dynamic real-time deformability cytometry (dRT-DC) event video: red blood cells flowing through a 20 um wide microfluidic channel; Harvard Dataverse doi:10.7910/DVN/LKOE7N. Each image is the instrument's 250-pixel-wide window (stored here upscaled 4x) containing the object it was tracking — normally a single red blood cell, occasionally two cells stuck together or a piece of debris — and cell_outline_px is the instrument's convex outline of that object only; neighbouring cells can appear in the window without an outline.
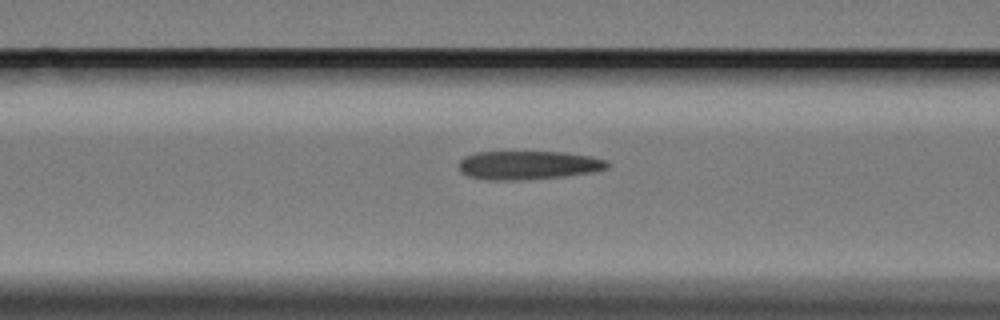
{"species": "Egyptian fruit bat (a non-hibernating species)", "species_latin": "Rousettus aegyptiacus", "temperature_condition": "cold", "stored_images_in_passage": 17, "camera_frame_rate_fps": 3000, "um_per_image_px": 0.085, "animal": {"sex": "female"}, "frame": {"image": 1, "passage_image": 15, "time_ms": 4.667, "image_size_px": [1000, 320], "cell_outline_px": [[612, 164], [608, 168], [592, 172], [564, 176], [520, 180], [488, 180], [468, 176], [460, 172], [460, 160], [464, 156], [476, 152], [564, 152], [588, 156], [608, 160]], "centroid_in_image_um": [44.91, 14.04], "position_along_channel_um": 121.7, "area_um2": 24.85}}